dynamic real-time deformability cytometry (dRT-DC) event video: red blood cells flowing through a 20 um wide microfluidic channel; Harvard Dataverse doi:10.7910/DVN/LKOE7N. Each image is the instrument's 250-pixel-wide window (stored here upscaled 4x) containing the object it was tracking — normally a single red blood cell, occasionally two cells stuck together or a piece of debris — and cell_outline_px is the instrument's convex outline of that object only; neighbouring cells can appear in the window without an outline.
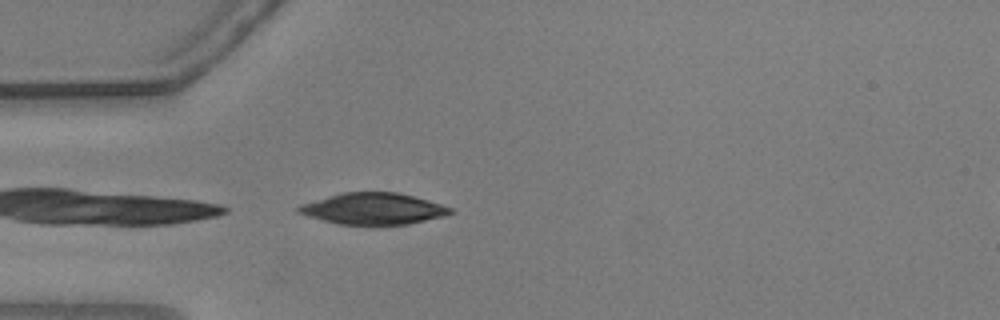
{"species": "common noctule bat (a hibernating species)", "species_latin": "Nyctalus noctula", "temperature_condition": "warm", "stored_images_in_passage": 20, "camera_frame_rate_fps": 3000, "um_per_image_px": 0.085, "animal": {"sex": "male", "body_mass_g": 20.5, "forearm_length_mm": 52.5}, "frame": {"image": 1, "passage_image": 1, "time_ms": 0.0, "image_size_px": [1000, 320], "cell_outline_px": [[456, 212], [408, 224], [336, 224], [308, 216], [296, 212], [296, 208], [300, 204], [328, 196], [344, 192], [396, 192], [428, 200], [452, 208]], "centroid_in_image_um": [31.68, 17.73], "position_along_channel_um": 53.3, "area_um2": 27.46}}
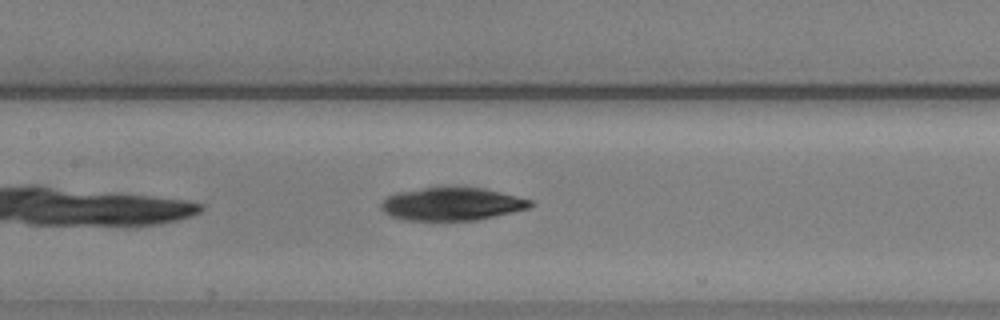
{"frame": {"image": 2, "passage_image": 11, "time_ms": 3.333, "image_size_px": [1000, 320], "cell_outline_px": [[536, 204], [528, 208], [476, 220], [404, 220], [388, 216], [380, 208], [380, 204], [388, 196], [396, 192], [424, 188], [456, 184], [484, 188], [532, 200]], "centroid_in_image_um": [38.38, 17.3], "position_along_channel_um": 169.0, "area_um2": 29.25}}
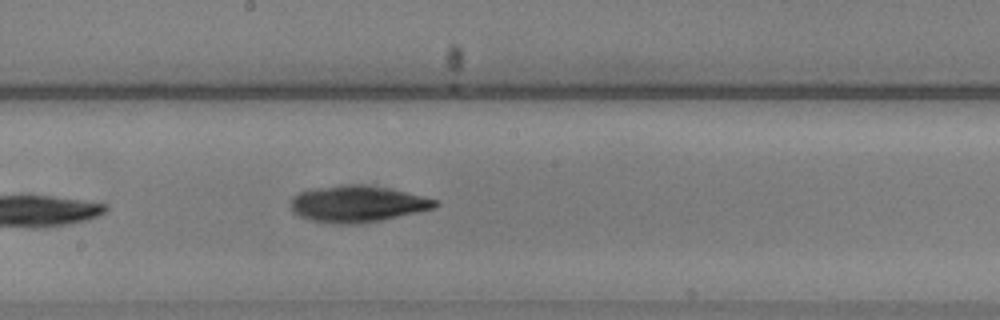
{"frame": {"image": 3, "passage_image": 15, "time_ms": 4.667, "image_size_px": [1000, 320], "cell_outline_px": [[440, 204], [436, 208], [380, 220], [356, 224], [348, 224], [312, 220], [300, 216], [292, 212], [292, 196], [300, 192], [316, 188], [340, 184], [364, 184], [392, 188], [436, 200]], "centroid_in_image_um": [30.41, 17.31], "position_along_channel_um": 217.8, "area_um2": 30.52}}